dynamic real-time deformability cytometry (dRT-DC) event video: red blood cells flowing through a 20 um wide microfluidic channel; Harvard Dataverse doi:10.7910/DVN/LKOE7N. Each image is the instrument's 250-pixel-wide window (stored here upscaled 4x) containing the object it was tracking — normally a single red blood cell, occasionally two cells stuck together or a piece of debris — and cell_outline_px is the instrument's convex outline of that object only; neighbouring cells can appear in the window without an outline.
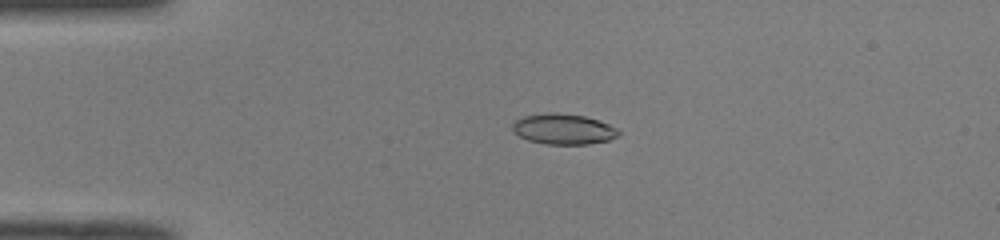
{"species": "common noctule bat (a hibernating species)", "species_latin": "Nyctalus noctula", "temperature_condition": "room temperature", "stored_images_in_passage": 40, "camera_frame_rate_fps": 3000, "um_per_image_px": 0.085, "animal": {"sex": "male", "body_mass_g": 19.0, "forearm_length_mm": 50.8}, "frame": {"image": 1, "passage_image": 2, "time_ms": 0.333, "image_size_px": [1000, 240], "cell_outline_px": [[620, 132], [616, 136], [608, 140], [588, 144], [548, 144], [528, 140], [520, 136], [512, 128], [512, 124], [516, 120], [524, 116], [548, 112], [556, 112], [584, 116], [600, 120], [616, 128]], "centroid_in_image_um": [47.89, 10.96], "position_along_channel_um": 37.1, "area_um2": 18.73}}
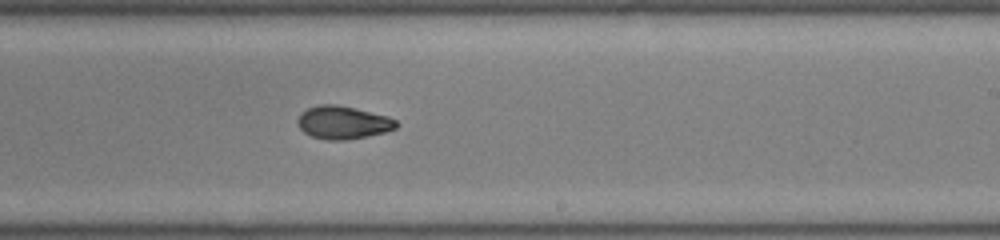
{"frame": {"image": 2, "passage_image": 21, "time_ms": 6.667, "image_size_px": [1000, 240], "cell_outline_px": [[396, 128], [384, 132], [344, 140], [328, 140], [312, 136], [304, 132], [300, 128], [296, 120], [300, 112], [308, 108], [320, 104], [336, 104], [356, 108], [388, 116], [396, 120]], "centroid_in_image_um": [29.11, 10.39], "position_along_channel_um": 259.9, "area_um2": 18.84}}
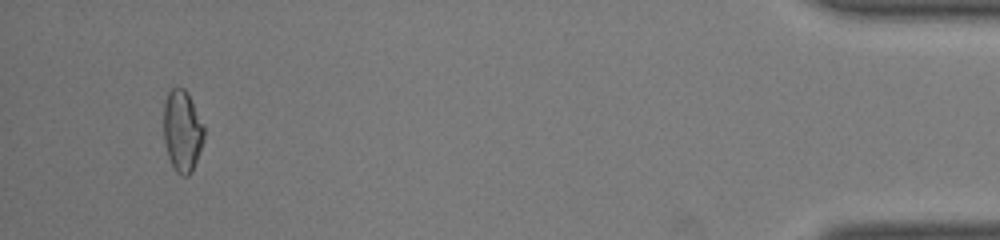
{"frame": {"image": 3, "passage_image": 38, "time_ms": 12.333, "image_size_px": [1000, 240], "cell_outline_px": [[204, 140], [192, 172], [188, 176], [180, 176], [176, 172], [168, 156], [164, 140], [164, 104], [168, 92], [176, 84], [184, 88], [188, 92], [204, 124]], "centroid_in_image_um": [15.5, 11.1], "position_along_channel_um": 419.7, "area_um2": 19.54}, "authors_computed_cell_mechanics": {"area_um2": 18.9295, "velocity_mm_per_s": 4.109, "shape_relaxation_time_tau1_ms": 5.554, "shape_relaxation_time_tau2_ms": 1.1469, "deformation_change_tau1": 0.1747, "deformation_change_tau2": 0.0454}}